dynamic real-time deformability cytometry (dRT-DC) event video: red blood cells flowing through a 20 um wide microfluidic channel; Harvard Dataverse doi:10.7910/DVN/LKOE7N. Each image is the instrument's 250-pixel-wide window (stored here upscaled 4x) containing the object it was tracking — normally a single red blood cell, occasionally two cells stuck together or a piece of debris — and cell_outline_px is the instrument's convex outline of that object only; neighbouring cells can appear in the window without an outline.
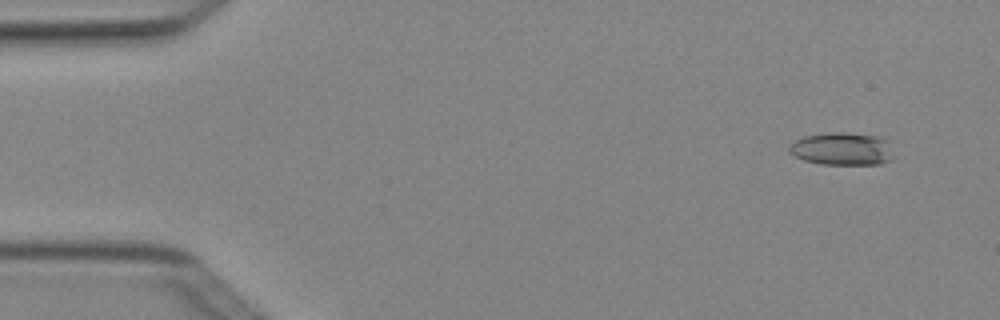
{"species": "Egyptian fruit bat (a non-hibernating species)", "species_latin": "Rousettus aegyptiacus", "temperature_condition": "cold", "stored_images_in_passage": 4, "camera_frame_rate_fps": 3000, "um_per_image_px": 0.085, "animal": {"sex": "female"}, "frame": {"image": 1, "passage_image": 1, "time_ms": 0.0, "image_size_px": [1000, 320], "cell_outline_px": [[892, 160], [880, 164], [820, 164], [804, 160], [788, 152], [788, 148], [796, 140], [804, 136], [832, 132], [844, 132], [876, 136], [888, 140]], "centroid_in_image_um": [71.57, 12.65], "position_along_channel_um": 13.4, "area_um2": 19.77}}